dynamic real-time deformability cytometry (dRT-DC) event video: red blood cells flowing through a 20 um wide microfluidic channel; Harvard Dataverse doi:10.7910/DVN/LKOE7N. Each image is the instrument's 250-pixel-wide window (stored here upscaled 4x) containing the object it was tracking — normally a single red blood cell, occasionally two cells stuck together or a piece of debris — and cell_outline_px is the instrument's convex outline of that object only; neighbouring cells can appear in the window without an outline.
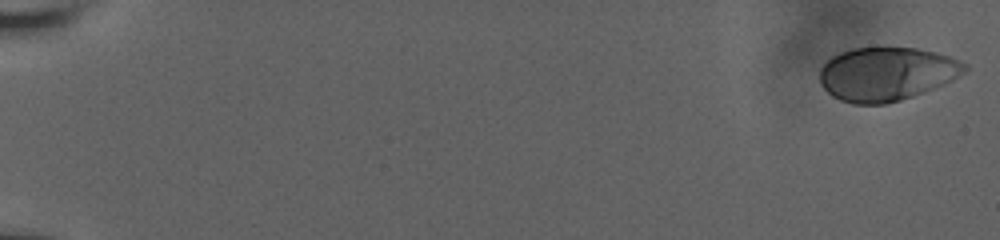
{"species": "human", "species_latin": "Homo sapiens", "temperature_condition": "room temperature", "stored_images_in_passage": 17, "camera_frame_rate_fps": 3000, "um_per_image_px": 0.085, "donor": {"sex": "male"}, "frame": {"image": 1, "passage_image": 1, "time_ms": 0.0, "image_size_px": [1000, 240], "cell_outline_px": [[968, 68], [964, 72], [952, 80], [944, 84], [924, 92], [900, 100], [884, 104], [852, 104], [840, 100], [832, 96], [820, 84], [820, 68], [832, 56], [840, 52], [852, 48], [916, 48], [936, 52], [948, 56], [968, 64]], "centroid_in_image_um": [75.35, 6.29], "position_along_channel_um": 9.7, "area_um2": 45.26}}